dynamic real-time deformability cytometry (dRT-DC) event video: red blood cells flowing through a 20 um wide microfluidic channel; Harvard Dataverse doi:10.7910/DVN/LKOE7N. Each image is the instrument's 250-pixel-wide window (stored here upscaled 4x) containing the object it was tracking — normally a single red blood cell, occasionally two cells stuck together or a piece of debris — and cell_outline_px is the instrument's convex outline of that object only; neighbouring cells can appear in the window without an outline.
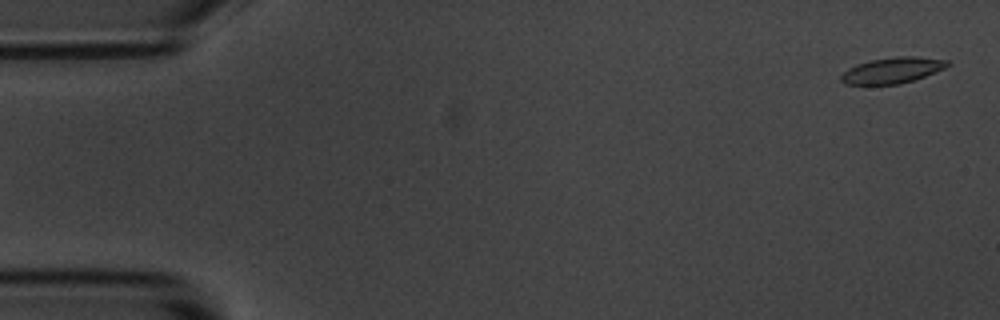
{"species": "common noctule bat (a hibernating species)", "species_latin": "Nyctalus noctula", "temperature_condition": "room temperature", "stored_images_in_passage": 5, "camera_frame_rate_fps": 3000, "um_per_image_px": 0.085, "animal": {"sex": "male", "body_mass_g": 20.1, "forearm_length_mm": 53.5}, "frame": {"image": 1, "passage_image": 1, "time_ms": 0.0, "image_size_px": [1000, 320], "cell_outline_px": [[948, 64], [944, 68], [924, 76], [900, 84], [844, 84], [840, 80], [840, 76], [848, 68], [856, 64], [872, 60], [900, 56], [912, 56], [948, 60]], "centroid_in_image_um": [75.8, 5.98], "position_along_channel_um": 9.2, "area_um2": 15.72}}
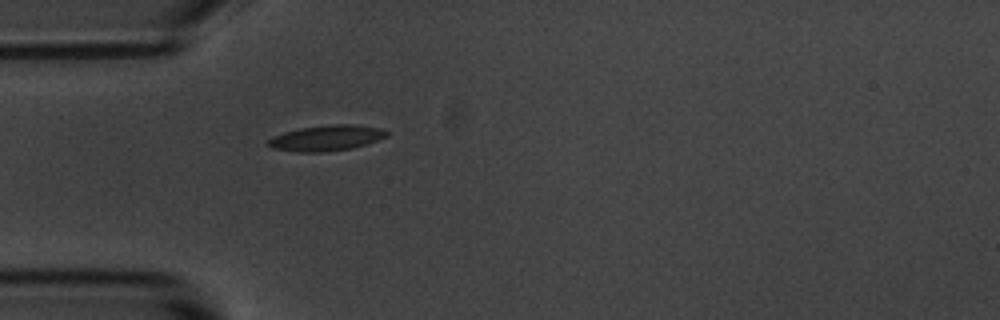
{"frame": {"image": 2, "passage_image": 5, "time_ms": 4.667, "image_size_px": [1000, 320], "cell_outline_px": [[388, 136], [352, 148], [324, 152], [296, 152], [272, 148], [264, 144], [272, 136], [284, 132], [300, 128], [332, 124], [352, 124], [380, 128], [388, 132]], "centroid_in_image_um": [27.68, 11.73], "position_along_channel_um": 57.3, "area_um2": 17.69}}